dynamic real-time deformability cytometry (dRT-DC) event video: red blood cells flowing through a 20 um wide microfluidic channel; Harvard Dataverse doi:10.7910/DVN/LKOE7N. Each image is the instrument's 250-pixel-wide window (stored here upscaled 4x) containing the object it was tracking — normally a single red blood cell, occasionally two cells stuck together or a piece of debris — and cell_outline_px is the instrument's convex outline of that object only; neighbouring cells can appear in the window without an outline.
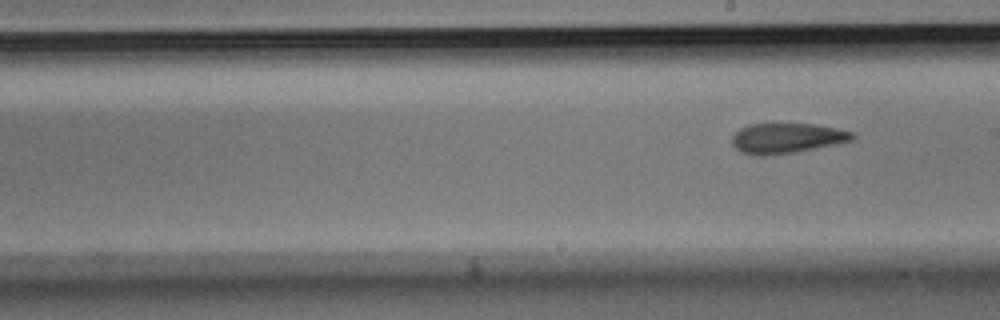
{"species": "Egyptian fruit bat (a non-hibernating species)", "species_latin": "Rousettus aegyptiacus", "temperature_condition": "room temperature", "stored_images_in_passage": 7, "segment_of_instrument_passage": [2, 2], "camera_frame_rate_fps": 3000, "um_per_image_px": 0.085, "animal": {"sex": "male"}, "frame": {"image": 1, "passage_image": 7, "time_ms": 2.0, "image_size_px": [1000, 320], "cell_outline_px": [[856, 136], [852, 140], [836, 144], [796, 152], [764, 156], [756, 156], [744, 152], [736, 148], [732, 144], [732, 136], [740, 128], [748, 124], [812, 124], [836, 128], [856, 132]], "centroid_in_image_um": [66.9, 11.74], "position_along_channel_um": 222.1, "area_um2": 21.15}}